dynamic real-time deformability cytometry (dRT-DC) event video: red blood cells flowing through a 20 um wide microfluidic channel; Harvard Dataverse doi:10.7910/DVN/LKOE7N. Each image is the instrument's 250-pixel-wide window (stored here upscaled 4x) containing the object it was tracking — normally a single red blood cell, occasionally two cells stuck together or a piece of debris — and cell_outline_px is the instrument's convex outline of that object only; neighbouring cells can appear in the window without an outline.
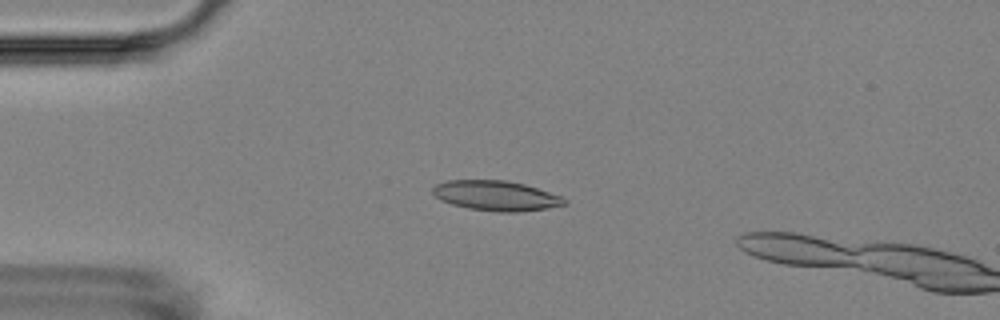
{"species": "Egyptian fruit bat (a non-hibernating species)", "species_latin": "Rousettus aegyptiacus", "temperature_condition": "room temperature", "stored_images_in_passage": 5, "camera_frame_rate_fps": 3000, "um_per_image_px": 0.085, "animal": {"sex": "female"}, "frame": {"image": 1, "passage_image": 4, "time_ms": 4.0, "image_size_px": [1000, 320], "cell_outline_px": [[568, 204], [548, 208], [516, 212], [496, 212], [468, 208], [452, 204], [440, 200], [432, 192], [432, 188], [436, 184], [448, 180], [504, 180], [524, 184], [560, 196], [568, 200]], "centroid_in_image_um": [42.16, 16.64], "position_along_channel_um": 42.8, "area_um2": 22.95}}